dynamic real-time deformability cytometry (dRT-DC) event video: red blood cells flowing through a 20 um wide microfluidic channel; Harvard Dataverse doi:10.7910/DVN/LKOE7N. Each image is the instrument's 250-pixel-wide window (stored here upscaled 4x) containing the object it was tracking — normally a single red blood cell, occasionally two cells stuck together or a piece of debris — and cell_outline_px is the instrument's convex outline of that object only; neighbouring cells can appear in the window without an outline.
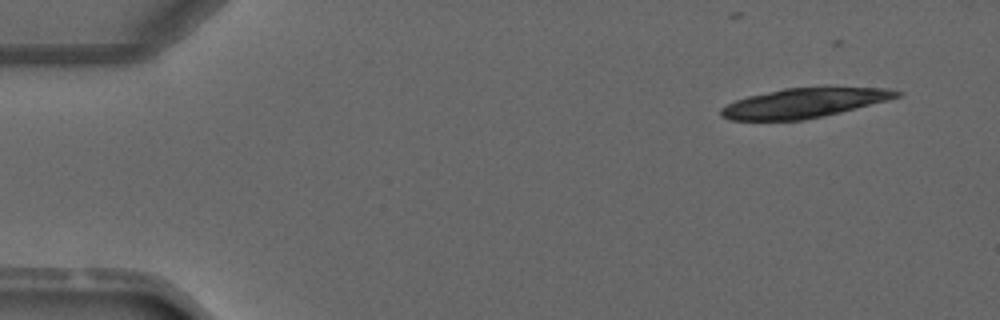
{"species": "common noctule bat (a hibernating species)", "species_latin": "Nyctalus noctula", "temperature_condition": "warm", "stored_images_in_passage": 3, "camera_frame_rate_fps": 3000, "um_per_image_px": 0.085, "animal": {"sex": "male", "forearm_length_mm": 52.5}, "frame": {"image": 1, "passage_image": 1, "time_ms": 0.0, "image_size_px": [1000, 320], "cell_outline_px": [[904, 92], [900, 96], [888, 100], [824, 116], [804, 120], [728, 120], [720, 116], [720, 108], [736, 100], [748, 96], [784, 88], [824, 84], [888, 88]], "centroid_in_image_um": [68.43, 8.7], "position_along_channel_um": 16.6, "area_um2": 31.44}}